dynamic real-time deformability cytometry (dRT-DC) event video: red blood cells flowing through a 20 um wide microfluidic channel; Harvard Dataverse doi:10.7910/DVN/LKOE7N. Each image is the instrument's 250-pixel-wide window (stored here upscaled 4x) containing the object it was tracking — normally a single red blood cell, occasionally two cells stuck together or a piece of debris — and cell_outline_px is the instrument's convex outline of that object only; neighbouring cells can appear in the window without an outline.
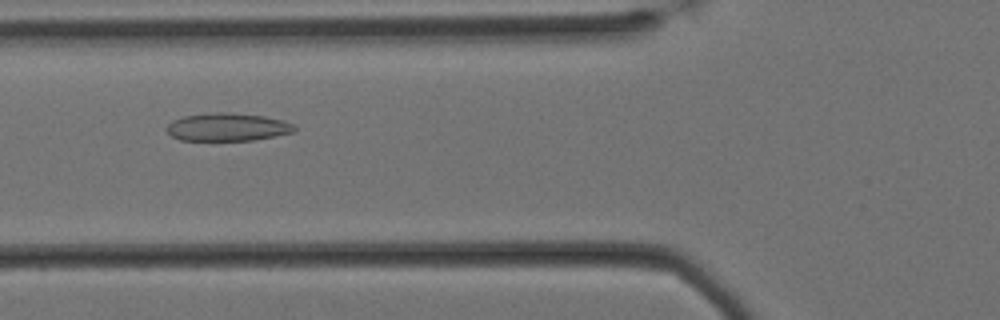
{"species": "Egyptian fruit bat (a non-hibernating species)", "species_latin": "Rousettus aegyptiacus", "temperature_condition": "cold", "stored_images_in_passage": 59, "camera_frame_rate_fps": 3000, "um_per_image_px": 0.085, "animal": {"sex": "female"}, "frame": {"image": 1, "passage_image": 21, "time_ms": 6.667, "image_size_px": [1000, 320], "cell_outline_px": [[296, 128], [292, 132], [252, 140], [180, 140], [172, 136], [164, 128], [172, 120], [184, 116], [212, 112], [228, 112], [264, 116], [284, 120], [292, 124]], "centroid_in_image_um": [19.29, 10.79], "position_along_channel_um": 106.5, "area_um2": 20.69}}
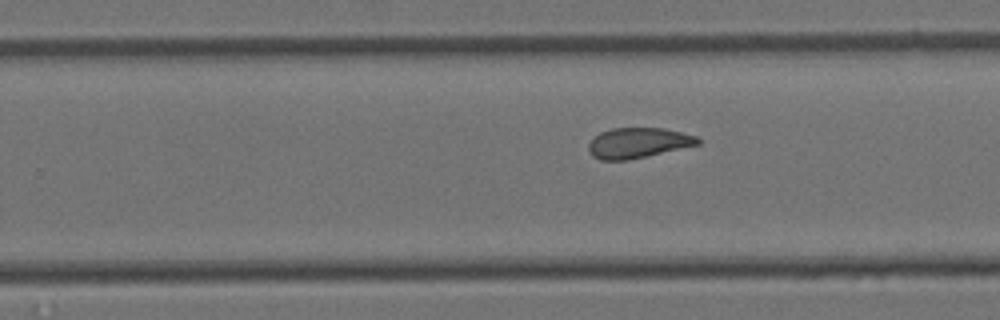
{"frame": {"image": 2, "passage_image": 36, "time_ms": 11.667, "image_size_px": [1000, 320], "cell_outline_px": [[700, 144], [628, 160], [600, 160], [592, 156], [588, 152], [588, 144], [600, 132], [612, 128], [664, 128], [696, 136], [700, 140]], "centroid_in_image_um": [54.21, 12.15], "position_along_channel_um": 275.6, "area_um2": 19.19}}
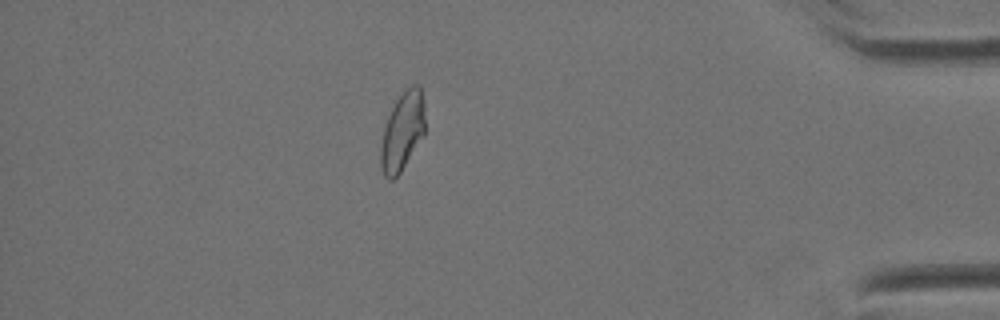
{"frame": {"image": 3, "passage_image": 51, "time_ms": 16.667, "image_size_px": [1000, 320], "cell_outline_px": [[424, 136], [400, 172], [392, 180], [388, 180], [384, 176], [380, 164], [380, 148], [384, 128], [388, 116], [396, 100], [404, 88], [412, 84], [420, 84], [424, 100]], "centroid_in_image_um": [34.21, 11.13], "position_along_channel_um": 401.0, "area_um2": 20.46}, "authors_computed_cell_mechanics": {"area_um2": 20.6346, "velocity_mm_per_s": 3.3876, "shape_relaxation_time_tau1_ms": null, "shape_relaxation_time_tau2_ms": 2.6933, "deformation_change_tau1": null, "deformation_change_tau2": 0.097}}